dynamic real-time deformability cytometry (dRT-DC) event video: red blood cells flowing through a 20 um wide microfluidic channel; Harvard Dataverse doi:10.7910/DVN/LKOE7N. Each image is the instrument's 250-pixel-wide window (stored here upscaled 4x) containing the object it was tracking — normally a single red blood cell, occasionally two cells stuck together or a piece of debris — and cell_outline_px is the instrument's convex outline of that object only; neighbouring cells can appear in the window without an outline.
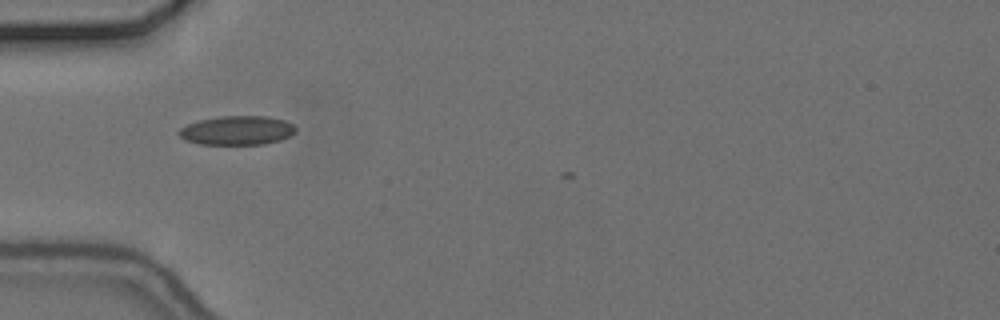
{"species": "common noctule bat (a hibernating species)", "species_latin": "Nyctalus noctula", "temperature_condition": "cold", "stored_images_in_passage": 3, "camera_frame_rate_fps": 3000, "um_per_image_px": 0.085, "animal": {"sex": "female", "body_mass_g": 24.6, "forearm_length_mm": 56.2}, "frame": {"image": 1, "passage_image": 1, "time_ms": 0.0, "image_size_px": [1000, 320], "cell_outline_px": [[296, 132], [280, 140], [264, 144], [200, 144], [184, 140], [176, 132], [180, 128], [188, 124], [200, 120], [220, 116], [268, 116], [284, 120], [292, 124], [296, 128]], "centroid_in_image_um": [20.14, 11.08], "position_along_channel_um": 64.9, "area_um2": 19.77}}